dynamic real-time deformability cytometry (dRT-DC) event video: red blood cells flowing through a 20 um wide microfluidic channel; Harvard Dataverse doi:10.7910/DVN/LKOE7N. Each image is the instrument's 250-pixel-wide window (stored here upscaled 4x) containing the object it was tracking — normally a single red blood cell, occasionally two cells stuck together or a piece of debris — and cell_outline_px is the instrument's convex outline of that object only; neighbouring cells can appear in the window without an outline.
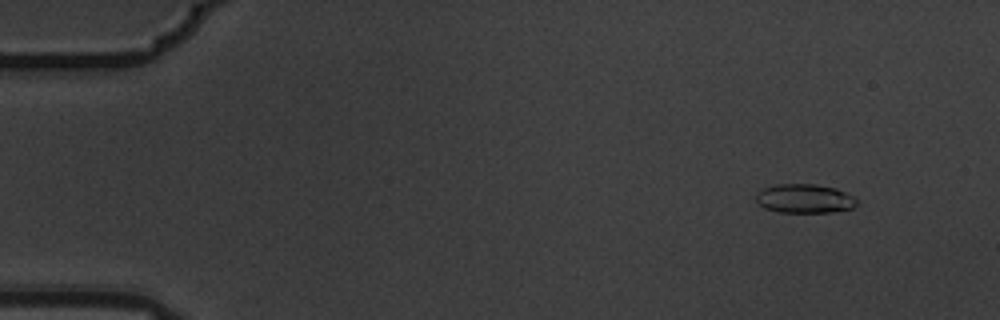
{"species": "common noctule bat (a hibernating species)", "species_latin": "Nyctalus noctula", "temperature_condition": "warm", "stored_images_in_passage": 5, "camera_frame_rate_fps": 3000, "um_per_image_px": 0.085, "animal": {"sex": "male", "body_mass_g": 19.5, "forearm_length_mm": 54.6}, "frame": {"image": 1, "passage_image": 2, "time_ms": 0.333, "image_size_px": [1000, 320], "cell_outline_px": [[860, 200], [852, 208], [832, 212], [776, 212], [764, 208], [756, 200], [756, 192], [764, 188], [776, 184], [816, 184], [836, 188]], "centroid_in_image_um": [68.38, 16.88], "position_along_channel_um": 16.6, "area_um2": 17.11}}